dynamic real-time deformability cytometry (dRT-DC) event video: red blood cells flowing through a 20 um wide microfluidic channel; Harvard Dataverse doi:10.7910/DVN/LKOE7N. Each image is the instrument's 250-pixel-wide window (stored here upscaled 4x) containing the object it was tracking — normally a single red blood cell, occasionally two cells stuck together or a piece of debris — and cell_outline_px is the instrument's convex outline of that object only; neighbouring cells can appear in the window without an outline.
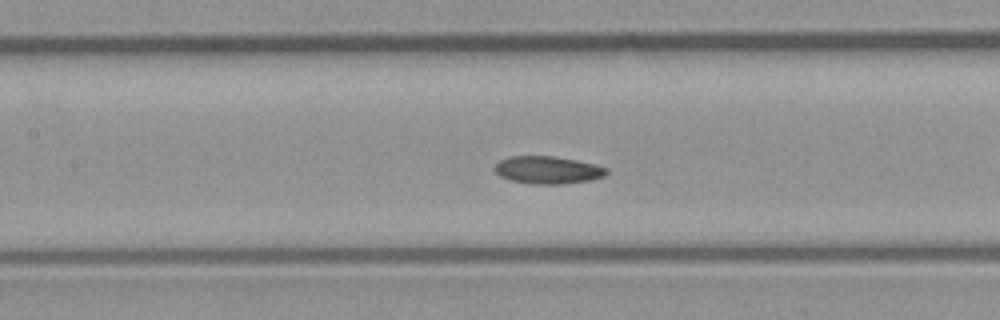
{"species": "common noctule bat (a hibernating species)", "species_latin": "Nyctalus noctula", "temperature_condition": "room temperature", "stored_images_in_passage": 52, "camera_frame_rate_fps": 3000, "um_per_image_px": 0.085, "animal": {"sex": "male", "body_mass_g": 23.1, "forearm_length_mm": 52.7}, "frame": {"image": 1, "passage_image": 23, "time_ms": 7.333, "image_size_px": [1000, 320], "cell_outline_px": [[608, 172], [604, 176], [592, 180], [564, 184], [532, 184], [512, 180], [500, 176], [492, 168], [500, 160], [508, 156], [556, 156], [596, 164], [608, 168]], "centroid_in_image_um": [46.58, 14.44], "position_along_channel_um": 160.8, "area_um2": 18.15}, "authors_computed_cell_mechanics": {"area_um2": 17.9758, "velocity_mm_per_s": 3.9855, "shape_relaxation_time_tau1_ms": null, "shape_relaxation_time_tau2_ms": 9.2763, "deformation_change_tau1": null, "deformation_change_tau2": 0.1615}}